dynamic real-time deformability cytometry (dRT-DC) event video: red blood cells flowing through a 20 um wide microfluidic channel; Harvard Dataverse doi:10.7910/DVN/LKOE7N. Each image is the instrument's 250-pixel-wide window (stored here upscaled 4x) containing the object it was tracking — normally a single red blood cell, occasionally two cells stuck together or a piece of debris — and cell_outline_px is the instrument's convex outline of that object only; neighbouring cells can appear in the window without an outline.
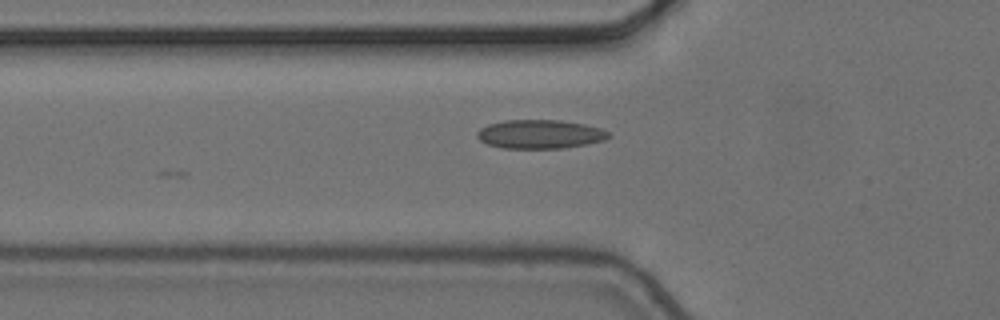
{"species": "common noctule bat (a hibernating species)", "species_latin": "Nyctalus noctula", "temperature_condition": "cold", "stored_images_in_passage": 7, "camera_frame_rate_fps": 3000, "um_per_image_px": 0.085, "animal": {"sex": "female", "body_mass_g": 24.6, "forearm_length_mm": 56.2}, "frame": {"image": 1, "passage_image": 6, "time_ms": 1.667, "image_size_px": [1000, 320], "cell_outline_px": [[612, 136], [604, 140], [588, 144], [564, 148], [504, 148], [488, 144], [480, 140], [476, 136], [476, 132], [480, 128], [488, 124], [504, 120], [560, 120], [584, 124], [600, 128], [608, 132]], "centroid_in_image_um": [45.9, 11.4], "position_along_channel_um": 79.9, "area_um2": 22.14}}